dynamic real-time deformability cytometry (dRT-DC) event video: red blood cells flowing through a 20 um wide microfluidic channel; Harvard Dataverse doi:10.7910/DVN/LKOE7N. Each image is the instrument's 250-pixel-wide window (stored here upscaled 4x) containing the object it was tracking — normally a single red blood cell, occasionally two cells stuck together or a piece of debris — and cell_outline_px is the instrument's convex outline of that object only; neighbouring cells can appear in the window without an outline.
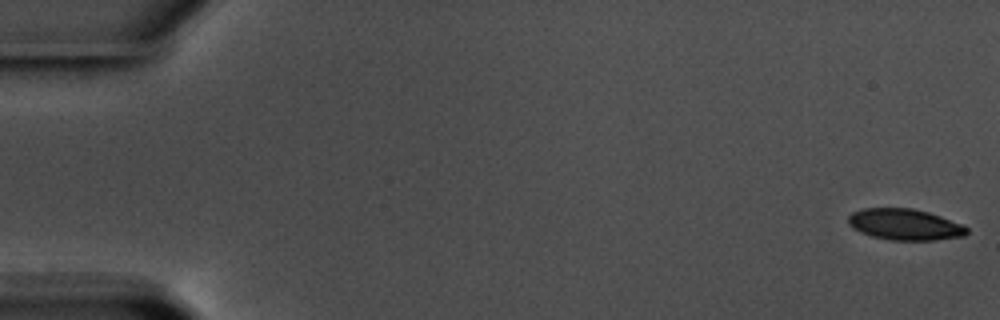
{"species": "common noctule bat (a hibernating species)", "species_latin": "Nyctalus noctula", "temperature_condition": "warm", "stored_images_in_passage": 54, "camera_frame_rate_fps": 3000, "um_per_image_px": 0.085, "animal": {"sex": "male", "body_mass_g": 17.5, "forearm_length_mm": 52.3}, "frame": {"image": 1, "passage_image": 1, "time_ms": 0.0, "image_size_px": [1000, 320], "cell_outline_px": [[968, 232], [964, 236], [936, 240], [892, 240], [872, 236], [860, 232], [852, 228], [848, 224], [848, 216], [852, 212], [864, 208], [912, 208], [928, 212], [940, 216], [960, 224], [968, 228]], "centroid_in_image_um": [76.88, 19.08], "position_along_channel_um": 8.1, "area_um2": 21.5}}
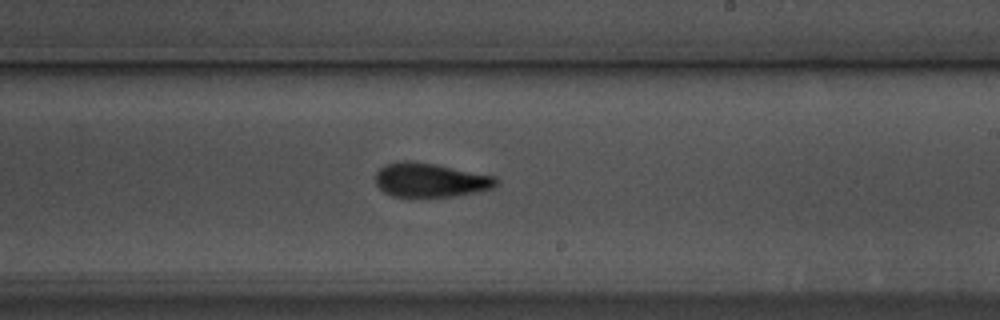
{"frame": {"image": 2, "passage_image": 35, "time_ms": 11.333, "image_size_px": [1000, 320], "cell_outline_px": [[496, 184], [492, 188], [452, 196], [392, 196], [384, 192], [376, 184], [376, 172], [380, 168], [388, 164], [400, 160], [412, 160], [436, 164], [496, 176]], "centroid_in_image_um": [36.54, 15.28], "position_along_channel_um": 252.5, "area_um2": 23.7}}
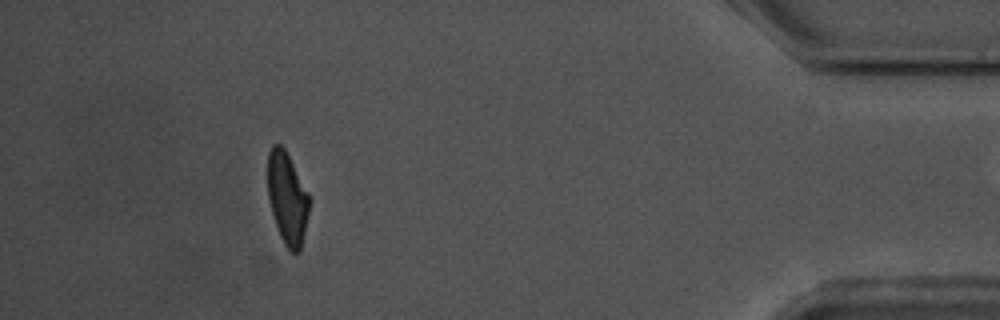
{"frame": {"image": 3, "passage_image": 53, "time_ms": 17.333, "image_size_px": [1000, 320], "cell_outline_px": [[308, 212], [300, 252], [292, 252], [284, 244], [280, 236], [268, 200], [268, 152], [272, 144], [280, 144], [284, 148], [308, 192]], "centroid_in_image_um": [24.39, 16.83], "position_along_channel_um": 410.8, "area_um2": 21.85}}